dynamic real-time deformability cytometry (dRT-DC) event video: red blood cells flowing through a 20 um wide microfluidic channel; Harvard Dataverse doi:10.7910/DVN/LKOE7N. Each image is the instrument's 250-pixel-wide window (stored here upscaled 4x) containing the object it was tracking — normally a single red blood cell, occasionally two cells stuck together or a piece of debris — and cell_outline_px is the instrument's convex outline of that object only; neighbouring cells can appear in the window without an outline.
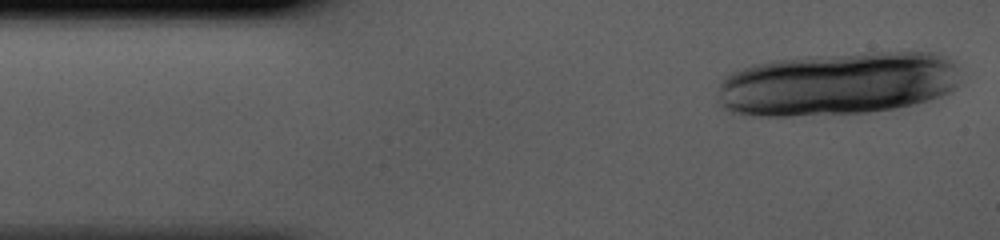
{"species": "human", "species_latin": "Homo sapiens", "temperature_condition": "cold", "stored_images_in_passage": 11, "camera_frame_rate_fps": 3000, "um_per_image_px": 0.085, "donor": {"sex": "male"}, "frame": {"image": 1, "passage_image": 1, "time_ms": 0.0, "image_size_px": [1000, 240], "cell_outline_px": [[956, 84], [948, 92], [940, 96], [916, 104], [896, 108], [868, 112], [792, 116], [748, 116], [728, 112], [720, 108], [716, 104], [716, 92], [724, 76], [728, 72], [756, 64], [772, 60], [812, 56], [864, 52], [932, 52], [948, 56], [952, 64]], "centroid_in_image_um": [71.05, 7.13], "position_along_channel_um": 14.0, "area_um2": 90.17}}